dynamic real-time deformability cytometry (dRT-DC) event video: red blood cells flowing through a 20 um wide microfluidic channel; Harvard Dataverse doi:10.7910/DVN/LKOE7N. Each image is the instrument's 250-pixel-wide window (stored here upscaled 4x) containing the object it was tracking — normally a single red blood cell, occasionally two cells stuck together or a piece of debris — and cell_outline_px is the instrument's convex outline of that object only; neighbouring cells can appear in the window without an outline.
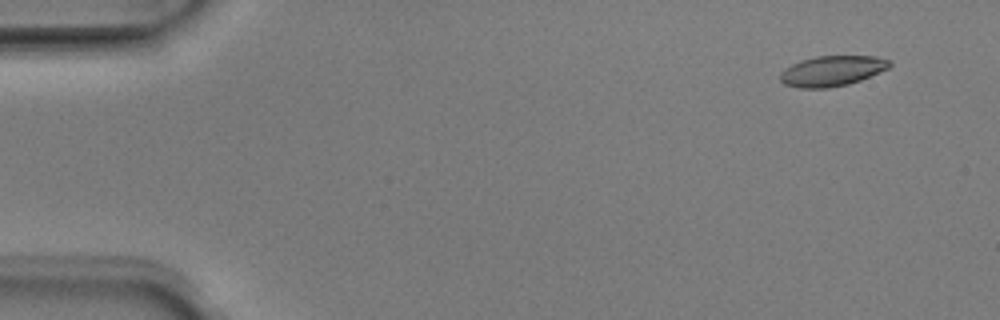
{"species": "Egyptian fruit bat (a non-hibernating species)", "species_latin": "Rousettus aegyptiacus", "temperature_condition": "room temperature", "stored_images_in_passage": 51, "camera_frame_rate_fps": 3000, "um_per_image_px": 0.085, "animal": {"sex": "male"}, "frame": {"image": 1, "passage_image": 4, "time_ms": 1.0, "image_size_px": [1000, 320], "cell_outline_px": [[892, 64], [888, 68], [860, 80], [848, 84], [828, 88], [800, 88], [784, 84], [780, 80], [780, 72], [784, 68], [800, 60], [816, 56], [876, 56], [888, 60]], "centroid_in_image_um": [70.68, 6.03], "position_along_channel_um": 14.3, "area_um2": 19.31}}
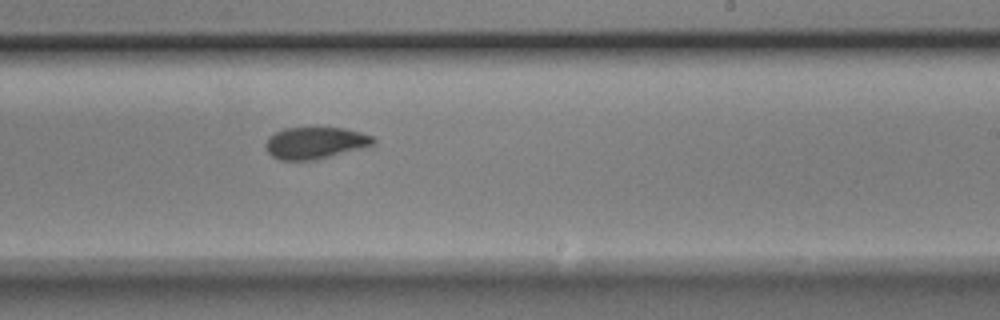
{"frame": {"image": 2, "passage_image": 31, "time_ms": 10.0, "image_size_px": [1000, 320], "cell_outline_px": [[376, 144], [368, 148], [316, 160], [280, 160], [272, 156], [264, 148], [264, 144], [268, 136], [284, 128], [344, 128], [360, 132], [372, 136], [376, 140]], "centroid_in_image_um": [26.83, 12.16], "position_along_channel_um": 262.2, "area_um2": 20.4}}
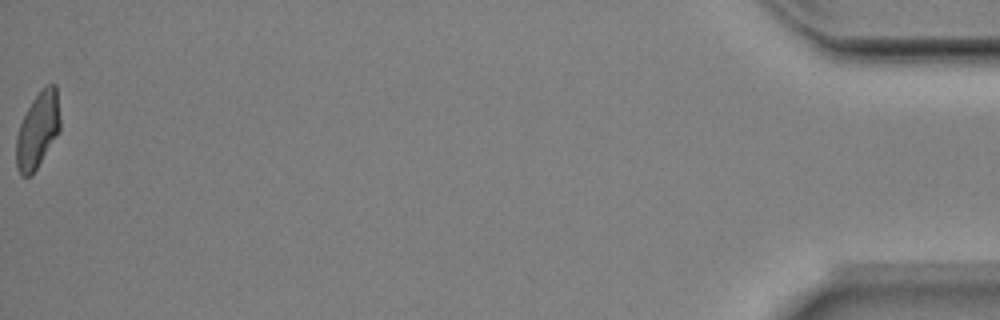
{"frame": {"image": 3, "passage_image": 51, "time_ms": 16.667, "image_size_px": [1000, 320], "cell_outline_px": [[60, 128], [56, 136], [32, 176], [20, 176], [16, 168], [16, 136], [20, 124], [32, 100], [48, 84], [56, 84], [60, 116]], "centroid_in_image_um": [3.19, 11.1], "position_along_channel_um": 432.0, "area_um2": 19.25}, "authors_computed_cell_mechanics": {"area_um2": 20.1144, "velocity_mm_per_s": 4.0379, "shape_relaxation_time_tau1_ms": 3.894, "shape_relaxation_time_tau2_ms": 2.9492, "deformation_change_tau1": 0.1557, "deformation_change_tau2": 0.0915}}